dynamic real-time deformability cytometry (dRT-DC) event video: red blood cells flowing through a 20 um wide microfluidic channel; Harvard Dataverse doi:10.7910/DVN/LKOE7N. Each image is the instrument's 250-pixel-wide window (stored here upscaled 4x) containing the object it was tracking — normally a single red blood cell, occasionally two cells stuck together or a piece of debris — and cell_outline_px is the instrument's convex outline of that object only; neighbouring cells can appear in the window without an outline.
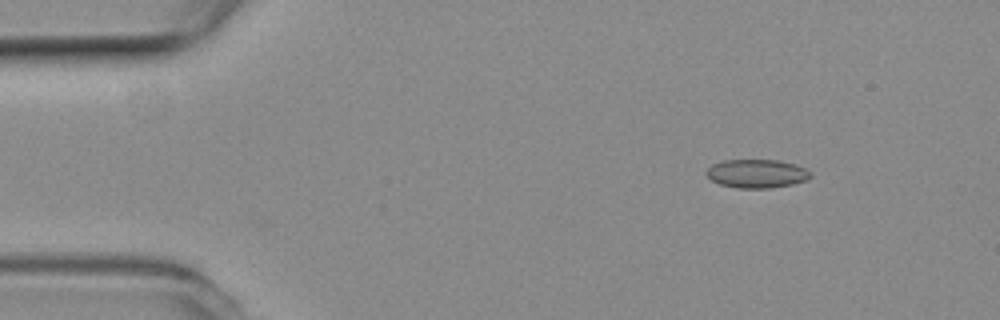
{"species": "common noctule bat (a hibernating species)", "species_latin": "Nyctalus noctula", "temperature_condition": "room temperature", "stored_images_in_passage": 6, "camera_frame_rate_fps": 3000, "um_per_image_px": 0.085, "animal": {"sex": "female", "body_mass_g": 19.3, "forearm_length_mm": 54.1}, "frame": {"image": 1, "passage_image": 1, "time_ms": 0.0, "image_size_px": [1000, 320], "cell_outline_px": [[812, 176], [808, 180], [792, 184], [772, 188], [736, 188], [720, 184], [712, 180], [704, 172], [712, 164], [724, 160], [780, 160], [796, 164], [812, 172]], "centroid_in_image_um": [64.35, 14.75], "position_along_channel_um": 20.6, "area_um2": 17.51}}
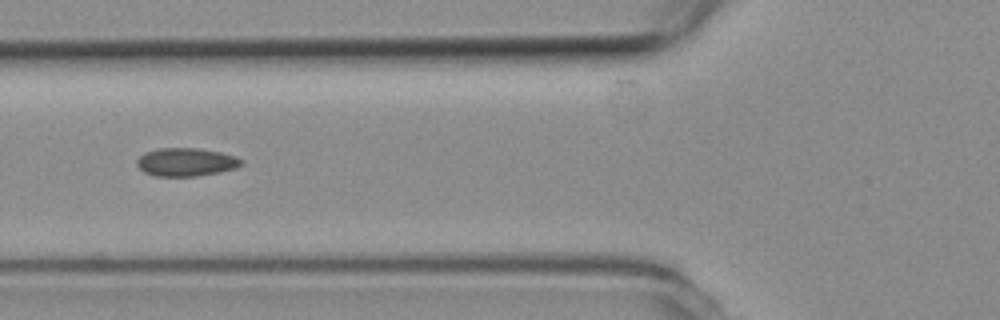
{"frame": {"image": 2, "passage_image": 5, "time_ms": 1.333, "image_size_px": [1000, 320], "cell_outline_px": [[244, 164], [236, 168], [220, 172], [196, 176], [156, 176], [144, 172], [136, 164], [136, 160], [144, 152], [160, 148], [196, 148], [220, 152], [236, 156], [244, 160]], "centroid_in_image_um": [15.84, 13.77], "position_along_channel_um": 110.0, "area_um2": 17.28}}
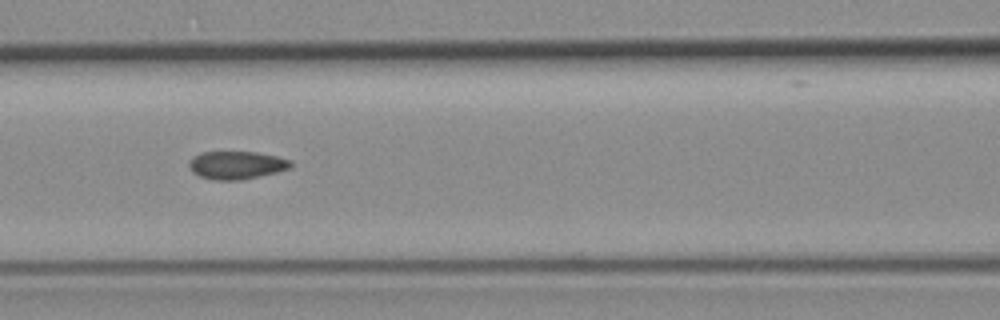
{"frame": {"image": 3, "passage_image": 6, "time_ms": 1.667, "image_size_px": [1000, 320], "cell_outline_px": [[292, 168], [244, 180], [216, 180], [200, 176], [192, 172], [188, 164], [192, 156], [200, 152], [256, 152], [276, 156], [292, 160]], "centroid_in_image_um": [20.11, 14.03], "position_along_channel_um": 146.5, "area_um2": 16.7}}